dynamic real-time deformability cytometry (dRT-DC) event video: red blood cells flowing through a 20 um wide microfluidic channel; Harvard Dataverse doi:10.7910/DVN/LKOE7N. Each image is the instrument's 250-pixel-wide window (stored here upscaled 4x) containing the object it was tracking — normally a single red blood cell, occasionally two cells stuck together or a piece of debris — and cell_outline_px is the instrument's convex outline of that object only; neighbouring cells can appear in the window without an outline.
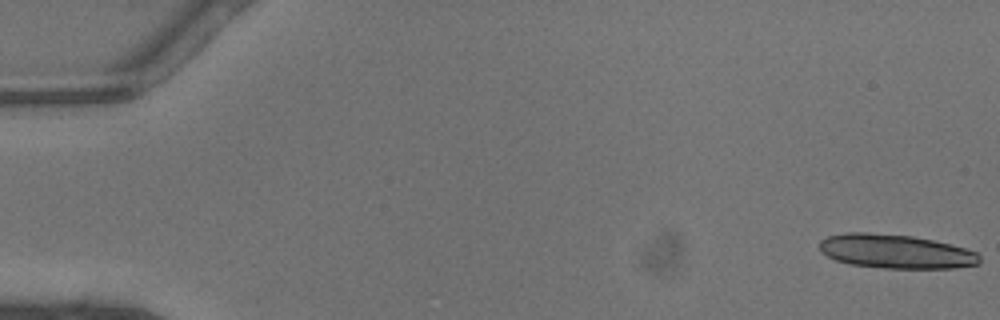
{"species": "common noctule bat (a hibernating species)", "species_latin": "Nyctalus noctula", "temperature_condition": "warm", "stored_images_in_passage": 33, "camera_frame_rate_fps": 3000, "um_per_image_px": 0.085, "animal": {"sex": "male", "body_mass_g": 13.3}, "frame": {"image": 1, "passage_image": 1, "time_ms": 0.0, "image_size_px": [1000, 320], "cell_outline_px": [[980, 264], [956, 268], [884, 268], [848, 264], [836, 260], [820, 252], [820, 240], [828, 236], [844, 232], [868, 232], [912, 236], [932, 240], [964, 248], [976, 252], [980, 256]], "centroid_in_image_um": [76.11, 21.37], "position_along_channel_um": 8.9, "area_um2": 31.79}}
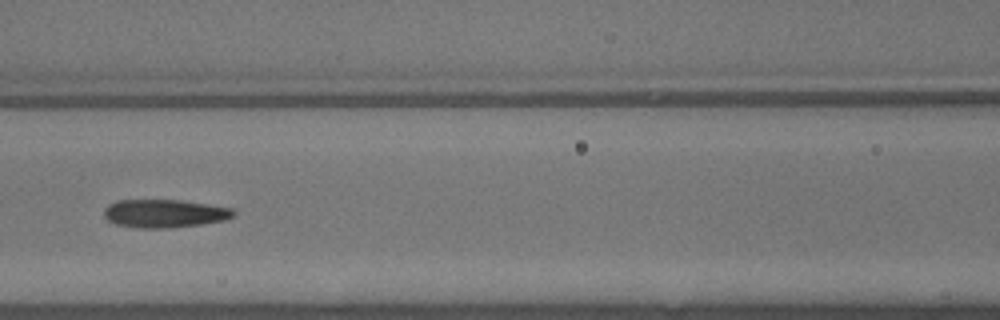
{"frame": {"image": 2, "passage_image": 22, "time_ms": 7.0, "image_size_px": [1000, 320], "cell_outline_px": [[236, 216], [224, 220], [200, 224], [168, 228], [136, 228], [116, 224], [108, 220], [104, 216], [104, 208], [108, 204], [116, 200], [180, 200], [232, 208], [236, 212]], "centroid_in_image_um": [13.97, 18.14], "position_along_channel_um": 152.6, "area_um2": 21.33}}
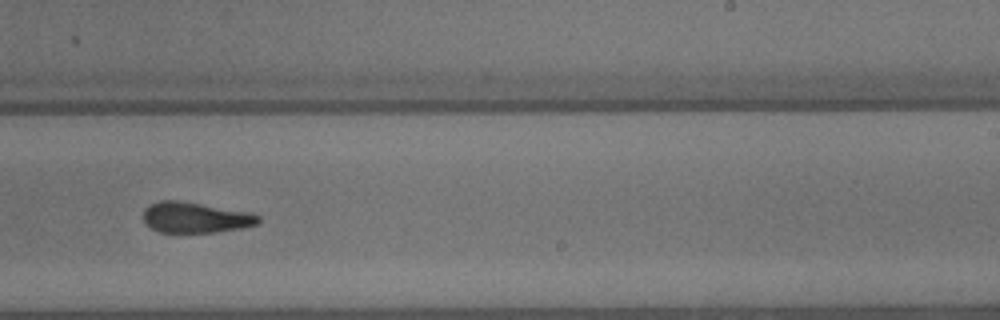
{"frame": {"image": 3, "passage_image": 30, "time_ms": 9.667, "image_size_px": [1000, 320], "cell_outline_px": [[260, 220], [256, 224], [240, 228], [216, 232], [176, 236], [160, 232], [148, 228], [144, 224], [144, 208], [148, 204], [160, 200], [180, 200], [248, 212], [260, 216]], "centroid_in_image_um": [16.5, 18.53], "position_along_channel_um": 272.5, "area_um2": 21.44}}